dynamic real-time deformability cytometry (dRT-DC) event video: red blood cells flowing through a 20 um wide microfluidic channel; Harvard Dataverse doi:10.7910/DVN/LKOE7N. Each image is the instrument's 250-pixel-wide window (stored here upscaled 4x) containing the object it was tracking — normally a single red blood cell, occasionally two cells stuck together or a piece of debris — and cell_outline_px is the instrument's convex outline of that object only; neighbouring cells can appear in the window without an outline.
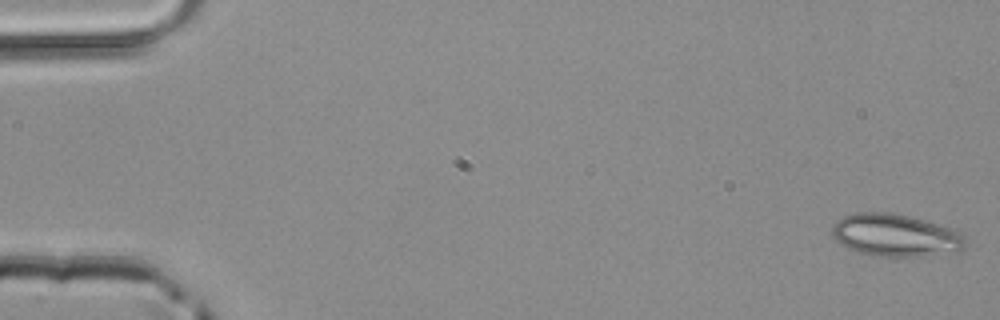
{"species": "common noctule bat (a hibernating species)", "species_latin": "Nyctalus noctula", "temperature_condition": "room temperature", "stored_images_in_passage": 11, "camera_frame_rate_fps": 3000, "um_per_image_px": 0.085, "animal": {"sex": "male", "body_mass_g": 20.4}, "frame": {"image": 1, "passage_image": 1, "time_ms": 0.0, "image_size_px": [1000, 320], "cell_outline_px": [[964, 248], [956, 252], [924, 256], [872, 256], [856, 252], [840, 244], [832, 236], [832, 228], [836, 220], [844, 216], [856, 212], [892, 212], [956, 228], [964, 236]], "centroid_in_image_um": [76.11, 19.99], "position_along_channel_um": 8.9, "area_um2": 33.35}}